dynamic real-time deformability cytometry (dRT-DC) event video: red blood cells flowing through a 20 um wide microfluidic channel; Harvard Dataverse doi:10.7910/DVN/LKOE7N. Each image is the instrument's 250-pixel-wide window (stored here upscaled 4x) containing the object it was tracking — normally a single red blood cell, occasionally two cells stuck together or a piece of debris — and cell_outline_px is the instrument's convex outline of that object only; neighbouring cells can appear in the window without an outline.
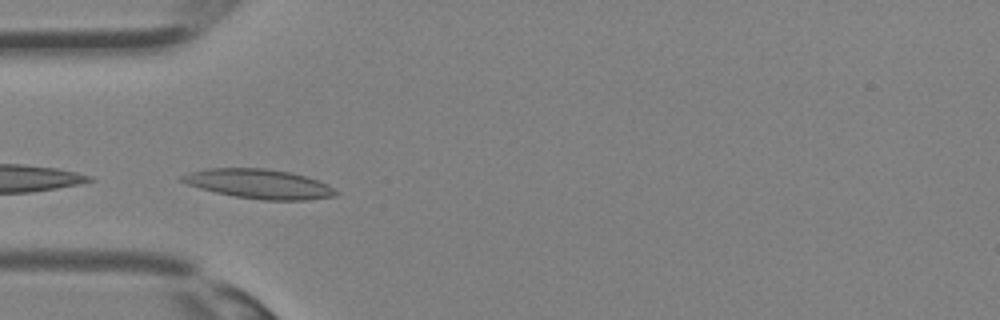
{"species": "Egyptian fruit bat (a non-hibernating species)", "species_latin": "Rousettus aegyptiacus", "temperature_condition": "room temperature", "stored_images_in_passage": 9, "camera_frame_rate_fps": 3000, "um_per_image_px": 0.085, "animal": {"sex": "female"}, "frame": {"image": 1, "passage_image": 7, "time_ms": 2.0, "image_size_px": [1000, 320], "cell_outline_px": [[340, 192], [336, 196], [308, 200], [264, 200], [236, 196], [216, 192], [200, 188], [176, 180], [180, 176], [188, 172], [208, 168], [264, 168], [292, 172], [328, 184]], "centroid_in_image_um": [22.02, 15.63], "position_along_channel_um": 63.0, "area_um2": 26.47}}
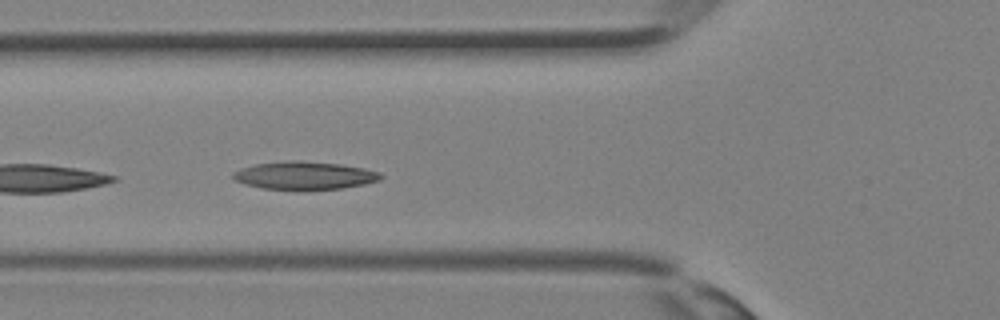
{"frame": {"image": 2, "passage_image": 9, "time_ms": 2.667, "image_size_px": [1000, 320], "cell_outline_px": [[384, 176], [380, 180], [364, 184], [344, 188], [304, 192], [296, 192], [260, 188], [244, 184], [236, 180], [232, 176], [232, 172], [240, 168], [256, 164], [288, 160], [296, 160], [340, 164], [364, 168], [380, 172]], "centroid_in_image_um": [25.87, 14.96], "position_along_channel_um": 99.9, "area_um2": 24.97}}